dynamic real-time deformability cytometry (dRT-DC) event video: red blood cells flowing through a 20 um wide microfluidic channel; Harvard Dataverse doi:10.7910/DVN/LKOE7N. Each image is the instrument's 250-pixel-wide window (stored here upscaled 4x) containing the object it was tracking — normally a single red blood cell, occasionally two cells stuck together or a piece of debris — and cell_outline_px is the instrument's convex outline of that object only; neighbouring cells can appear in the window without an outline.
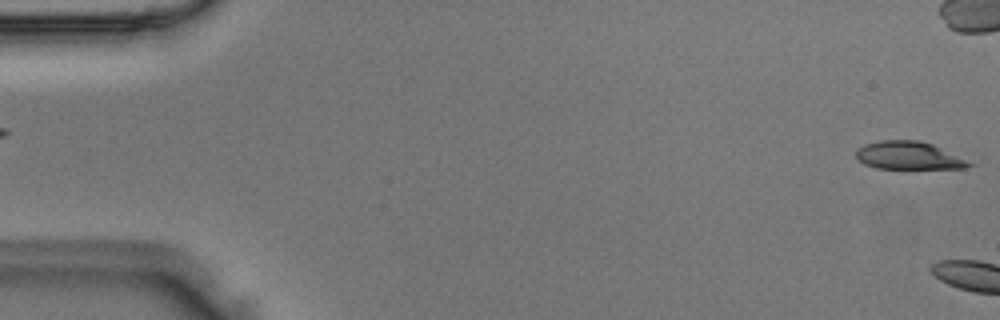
{"species": "Egyptian fruit bat (a non-hibernating species)", "species_latin": "Rousettus aegyptiacus", "temperature_condition": "room temperature", "stored_images_in_passage": 2, "camera_frame_rate_fps": 3000, "um_per_image_px": 0.085, "animal": {"sex": "male"}, "frame": {"image": 1, "passage_image": 1, "time_ms": 0.0, "image_size_px": [1000, 320], "cell_outline_px": [[976, 164], [964, 168], [876, 168], [864, 164], [856, 156], [856, 148], [864, 144], [880, 140], [920, 140], [932, 144]], "centroid_in_image_um": [77.21, 13.21], "position_along_channel_um": 7.8, "area_um2": 18.26}}